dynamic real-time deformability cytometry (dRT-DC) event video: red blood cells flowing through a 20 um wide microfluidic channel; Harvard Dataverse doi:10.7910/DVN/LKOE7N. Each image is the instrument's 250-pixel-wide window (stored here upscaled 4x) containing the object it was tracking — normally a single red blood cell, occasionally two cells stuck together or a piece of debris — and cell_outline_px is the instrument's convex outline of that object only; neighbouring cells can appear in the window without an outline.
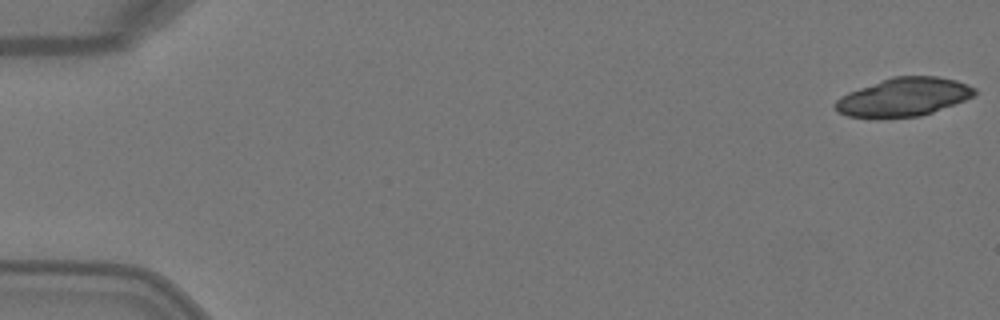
{"species": "Egyptian fruit bat (a non-hibernating species)", "species_latin": "Rousettus aegyptiacus", "temperature_condition": "warm", "stored_images_in_passage": 8, "camera_frame_rate_fps": 3000, "um_per_image_px": 0.085, "animal": {"sex": "female"}, "frame": {"image": 1, "passage_image": 1, "time_ms": 0.0, "image_size_px": [1000, 320], "cell_outline_px": [[976, 96], [932, 112], [920, 116], [876, 120], [848, 116], [836, 112], [832, 104], [840, 96], [848, 92], [892, 76], [936, 76], [956, 80], [968, 84], [976, 88]], "centroid_in_image_um": [76.76, 8.28], "position_along_channel_um": 8.2, "area_um2": 31.91}}
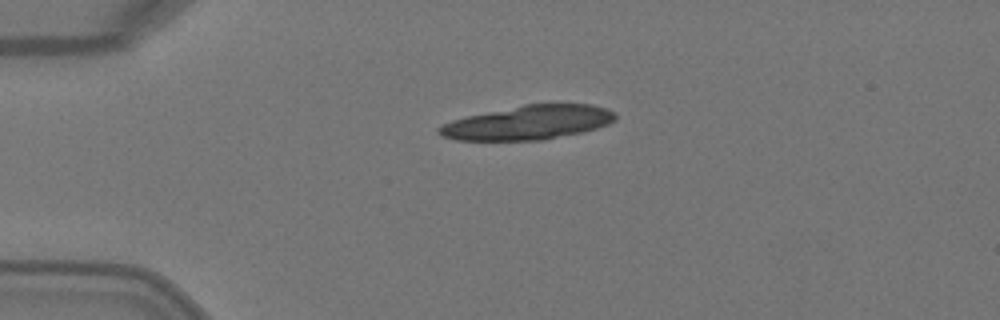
{"frame": {"image": 2, "passage_image": 4, "time_ms": 1.0, "image_size_px": [1000, 320], "cell_outline_px": [[616, 120], [608, 124], [596, 128], [580, 132], [544, 140], [456, 140], [440, 136], [436, 132], [436, 128], [452, 120], [468, 116], [524, 104], [592, 104], [608, 108], [616, 112]], "centroid_in_image_um": [44.91, 10.42], "position_along_channel_um": 40.1, "area_um2": 35.03}}